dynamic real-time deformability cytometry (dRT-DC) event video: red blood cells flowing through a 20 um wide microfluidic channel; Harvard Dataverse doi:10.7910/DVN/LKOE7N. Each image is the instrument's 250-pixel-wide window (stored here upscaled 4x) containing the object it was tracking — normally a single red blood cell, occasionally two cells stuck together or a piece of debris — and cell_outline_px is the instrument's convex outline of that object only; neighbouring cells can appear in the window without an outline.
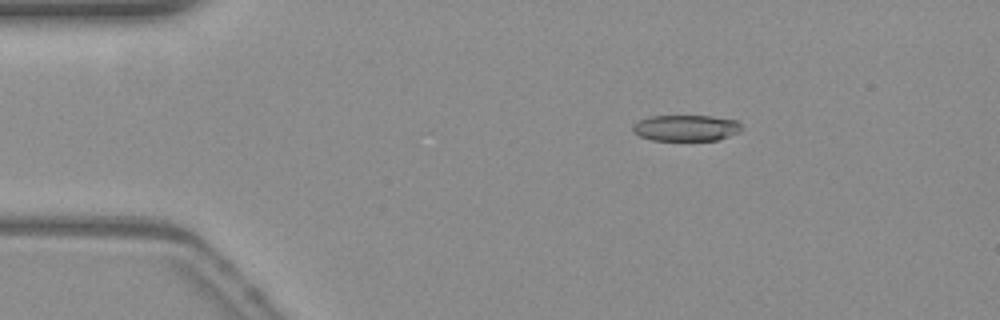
{"species": "common noctule bat (a hibernating species)", "species_latin": "Nyctalus noctula", "temperature_condition": "warm", "stored_images_in_passage": 54, "camera_frame_rate_fps": 3000, "um_per_image_px": 0.085, "animal": {"sex": "female", "body_mass_g": 19.3, "forearm_length_mm": 54.1}, "frame": {"image": 1, "passage_image": 9, "time_ms": 2.667, "image_size_px": [1000, 320], "cell_outline_px": [[740, 128], [736, 132], [716, 140], [652, 140], [640, 136], [632, 128], [640, 120], [652, 116], [708, 116], [736, 120], [740, 124]], "centroid_in_image_um": [58.29, 10.87], "position_along_channel_um": 26.7, "area_um2": 16.01}}
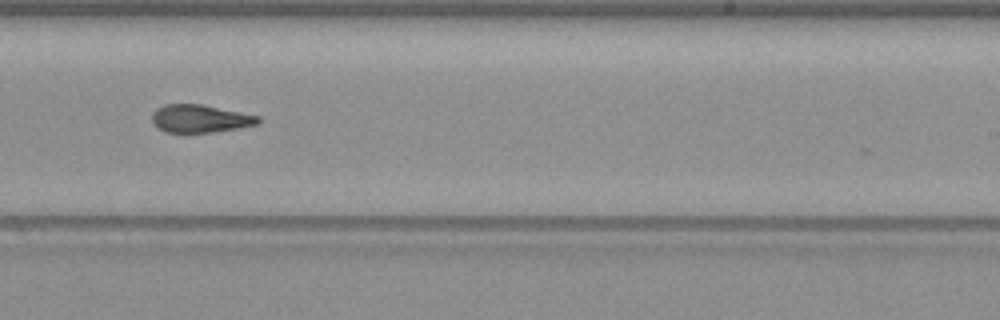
{"frame": {"image": 2, "passage_image": 33, "time_ms": 10.667, "image_size_px": [1000, 320], "cell_outline_px": [[260, 120], [256, 124], [240, 128], [212, 132], [164, 132], [152, 120], [152, 112], [156, 108], [164, 104], [204, 104], [260, 116]], "centroid_in_image_um": [17.02, 10.07], "position_along_channel_um": 272.0, "area_um2": 17.22}}
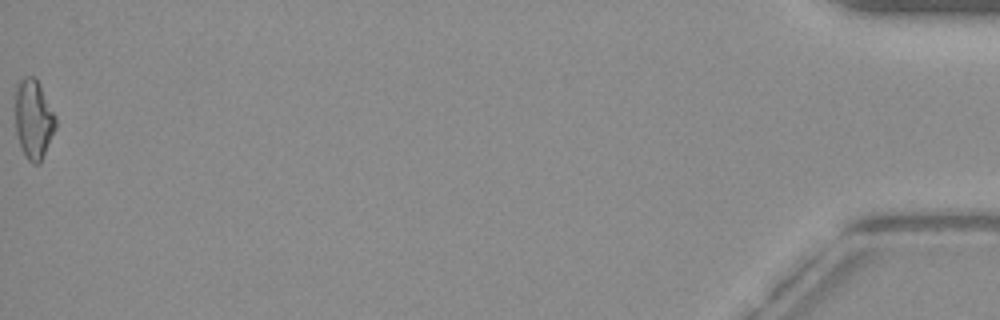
{"frame": {"image": 3, "passage_image": 54, "time_ms": 17.667, "image_size_px": [1000, 320], "cell_outline_px": [[56, 128], [40, 164], [32, 164], [24, 156], [20, 148], [16, 132], [16, 92], [20, 80], [24, 76], [32, 76], [40, 84], [56, 116]], "centroid_in_image_um": [2.86, 10.18], "position_along_channel_um": 432.3, "area_um2": 18.73}, "authors_computed_cell_mechanics": {"area_um2": 17.5712, "velocity_mm_per_s": 3.8446, "shape_relaxation_time_tau1_ms": null, "shape_relaxation_time_tau2_ms": 3.2865, "deformation_change_tau1": null, "deformation_change_tau2": 0.1188}}